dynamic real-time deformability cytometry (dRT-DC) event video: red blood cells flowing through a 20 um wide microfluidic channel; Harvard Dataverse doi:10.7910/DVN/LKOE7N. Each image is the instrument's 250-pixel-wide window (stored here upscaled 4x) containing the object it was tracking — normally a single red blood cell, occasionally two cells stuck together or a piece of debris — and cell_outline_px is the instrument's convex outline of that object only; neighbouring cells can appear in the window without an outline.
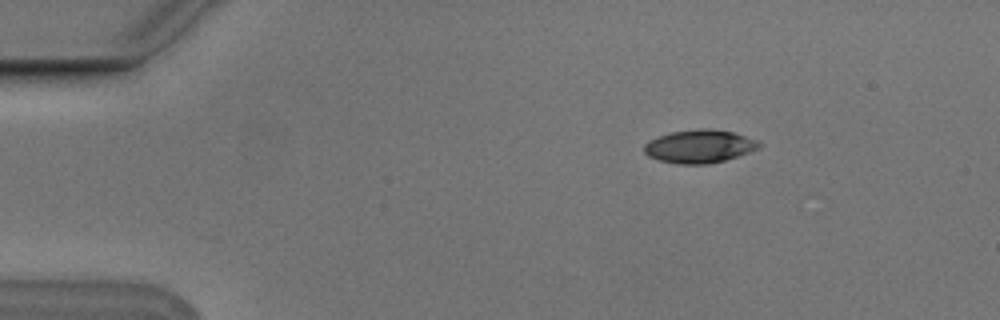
{"species": "Egyptian fruit bat (a non-hibernating species)", "species_latin": "Rousettus aegyptiacus", "temperature_condition": "cold", "stored_images_in_passage": 5, "camera_frame_rate_fps": 3000, "um_per_image_px": 0.085, "animal": {"sex": "male"}, "frame": {"image": 1, "passage_image": 2, "time_ms": 0.333, "image_size_px": [1000, 320], "cell_outline_px": [[764, 144], [760, 148], [724, 160], [708, 164], [680, 164], [660, 160], [648, 156], [644, 152], [644, 144], [648, 140], [668, 132], [700, 128], [708, 128], [732, 132], [756, 140]], "centroid_in_image_um": [59.43, 12.43], "position_along_channel_um": 25.6, "area_um2": 22.2}}
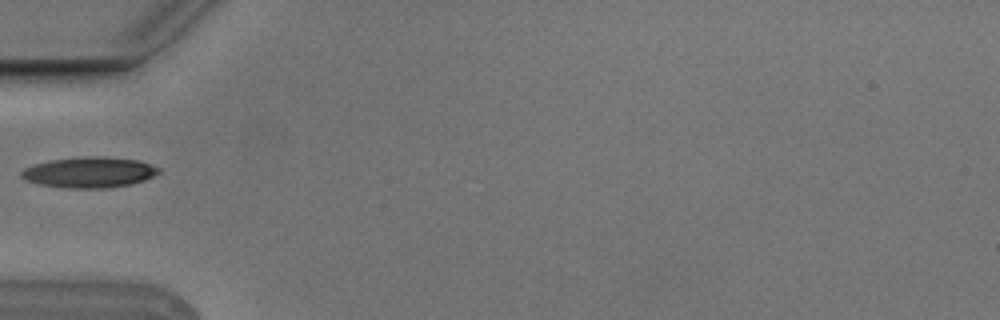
{"frame": {"image": 2, "passage_image": 5, "time_ms": 1.333, "image_size_px": [1000, 320], "cell_outline_px": [[160, 172], [144, 180], [132, 184], [104, 188], [64, 188], [40, 184], [24, 180], [20, 176], [20, 172], [24, 168], [36, 164], [52, 160], [88, 156], [104, 156], [140, 160], [160, 168]], "centroid_in_image_um": [7.6, 14.65], "position_along_channel_um": 77.4, "area_um2": 24.57}}